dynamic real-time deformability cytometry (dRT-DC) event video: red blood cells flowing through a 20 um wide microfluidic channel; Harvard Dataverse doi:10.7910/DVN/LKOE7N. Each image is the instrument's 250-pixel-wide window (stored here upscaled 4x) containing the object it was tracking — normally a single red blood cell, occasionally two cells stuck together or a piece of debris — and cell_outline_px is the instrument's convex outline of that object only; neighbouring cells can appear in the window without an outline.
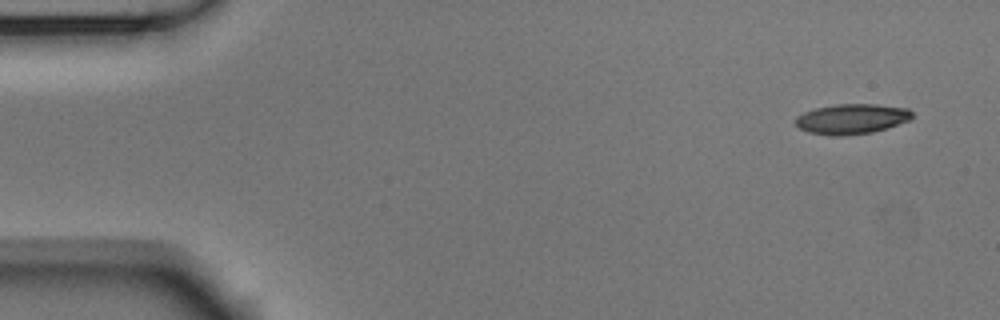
{"species": "Egyptian fruit bat (a non-hibernating species)", "species_latin": "Rousettus aegyptiacus", "temperature_condition": "room temperature", "stored_images_in_passage": 5, "camera_frame_rate_fps": 3000, "um_per_image_px": 0.085, "animal": {"sex": "male"}, "frame": {"image": 1, "passage_image": 1, "time_ms": 0.0, "image_size_px": [1000, 320], "cell_outline_px": [[912, 116], [908, 120], [888, 128], [872, 132], [840, 136], [832, 136], [808, 132], [800, 128], [796, 124], [796, 116], [804, 112], [816, 108], [836, 104], [876, 104], [908, 108], [912, 112]], "centroid_in_image_um": [72.39, 10.11], "position_along_channel_um": 12.6, "area_um2": 20.4}}
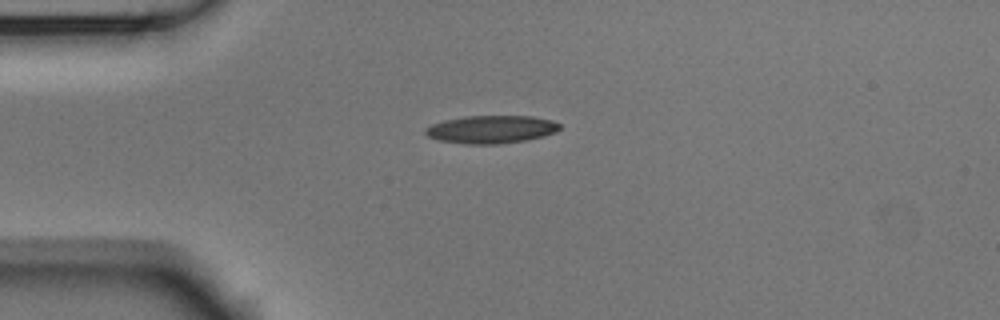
{"frame": {"image": 2, "passage_image": 4, "time_ms": 1.0, "image_size_px": [1000, 320], "cell_outline_px": [[560, 128], [556, 132], [544, 136], [524, 140], [500, 144], [464, 144], [440, 140], [428, 136], [424, 132], [424, 128], [432, 124], [444, 120], [464, 116], [532, 116], [552, 120], [560, 124]], "centroid_in_image_um": [41.75, 10.99], "position_along_channel_um": 43.3, "area_um2": 21.85}}